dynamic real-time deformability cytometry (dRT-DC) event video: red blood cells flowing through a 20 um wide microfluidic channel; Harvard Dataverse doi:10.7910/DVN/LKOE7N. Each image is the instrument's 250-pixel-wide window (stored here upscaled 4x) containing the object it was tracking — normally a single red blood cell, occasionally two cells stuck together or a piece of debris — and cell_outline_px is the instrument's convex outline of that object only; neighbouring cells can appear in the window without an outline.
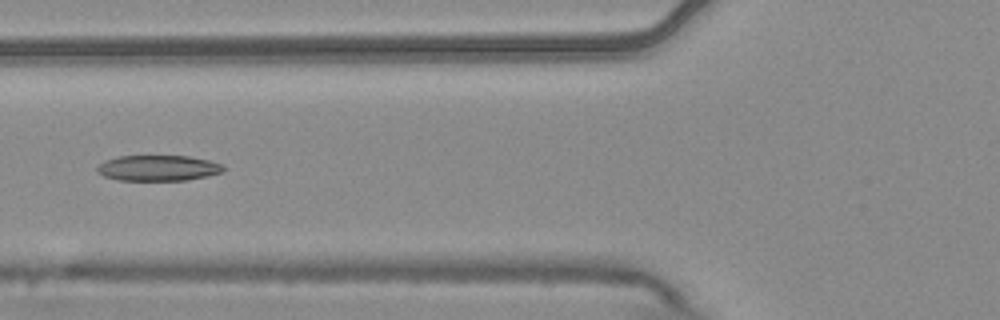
{"species": "common noctule bat (a hibernating species)", "species_latin": "Nyctalus noctula", "temperature_condition": "warm", "stored_images_in_passage": 5, "camera_frame_rate_fps": 3000, "um_per_image_px": 0.085, "animal": {"sex": "male", "body_mass_g": 20.4}, "frame": {"image": 1, "passage_image": 2, "time_ms": 0.333, "image_size_px": [1000, 320], "cell_outline_px": [[224, 172], [208, 176], [188, 180], [116, 180], [104, 176], [96, 172], [96, 168], [104, 160], [120, 156], [188, 156], [208, 160], [224, 164]], "centroid_in_image_um": [13.45, 14.28], "position_along_channel_um": 112.3, "area_um2": 19.02}}
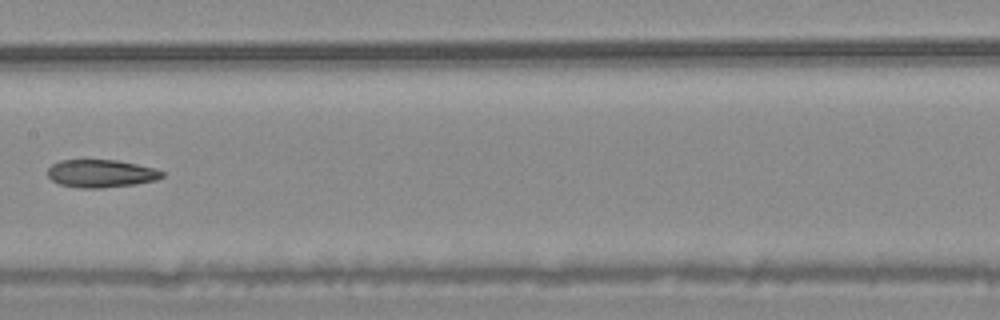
{"frame": {"image": 2, "passage_image": 4, "time_ms": 1.0, "image_size_px": [1000, 320], "cell_outline_px": [[164, 176], [156, 180], [136, 184], [100, 188], [80, 188], [60, 184], [52, 180], [48, 176], [48, 168], [52, 164], [60, 160], [116, 160], [156, 168], [164, 172]], "centroid_in_image_um": [8.6, 14.75], "position_along_channel_um": 198.8, "area_um2": 18.55}}
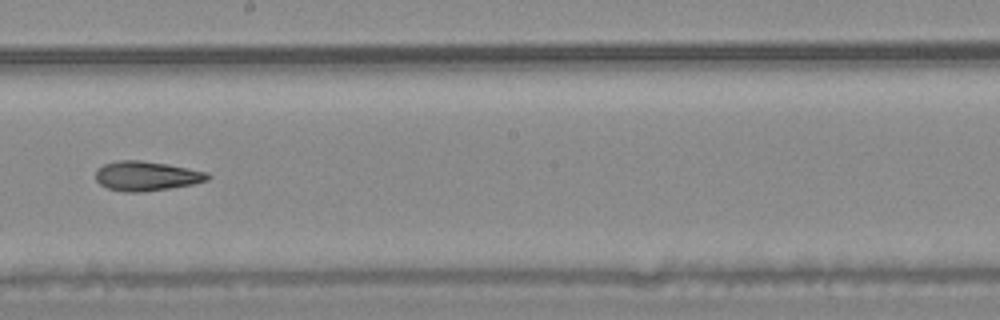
{"frame": {"image": 3, "passage_image": 5, "time_ms": 1.333, "image_size_px": [1000, 320], "cell_outline_px": [[212, 176], [208, 180], [192, 184], [144, 192], [124, 192], [108, 188], [100, 184], [96, 180], [96, 172], [104, 164], [120, 160], [140, 160], [168, 164], [208, 172]], "centroid_in_image_um": [12.47, 14.96], "position_along_channel_um": 235.7, "area_um2": 19.19}}